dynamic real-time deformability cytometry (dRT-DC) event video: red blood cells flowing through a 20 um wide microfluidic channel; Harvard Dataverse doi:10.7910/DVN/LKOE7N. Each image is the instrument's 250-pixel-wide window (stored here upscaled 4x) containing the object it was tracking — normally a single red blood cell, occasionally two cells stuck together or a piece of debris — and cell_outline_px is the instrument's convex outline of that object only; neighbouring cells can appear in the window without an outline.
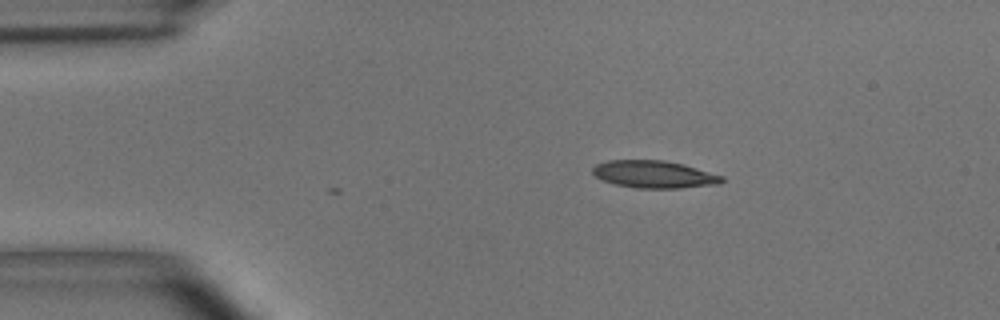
{"species": "common noctule bat (a hibernating species)", "species_latin": "Nyctalus noctula", "temperature_condition": "room temperature", "stored_images_in_passage": 4, "camera_frame_rate_fps": 3000, "um_per_image_px": 0.085, "animal": {"sex": "male", "body_mass_g": 15.6}, "frame": {"image": 1, "passage_image": 1, "time_ms": 0.0, "image_size_px": [1000, 320], "cell_outline_px": [[724, 180], [720, 184], [680, 188], [636, 188], [616, 184], [604, 180], [596, 176], [592, 172], [592, 168], [596, 164], [608, 160], [664, 160], [684, 164], [724, 176]], "centroid_in_image_um": [55.63, 14.81], "position_along_channel_um": 29.4, "area_um2": 20.63}}